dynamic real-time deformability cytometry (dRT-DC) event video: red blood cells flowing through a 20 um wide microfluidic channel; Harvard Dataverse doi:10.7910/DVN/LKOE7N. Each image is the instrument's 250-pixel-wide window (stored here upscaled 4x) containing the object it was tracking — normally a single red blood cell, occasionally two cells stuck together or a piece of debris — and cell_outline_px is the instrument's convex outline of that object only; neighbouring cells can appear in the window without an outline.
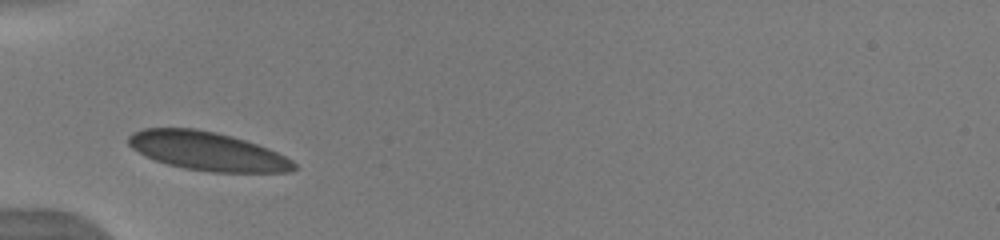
{"species": "human", "species_latin": "Homo sapiens", "temperature_condition": "warm", "stored_images_in_passage": 31, "camera_frame_rate_fps": 3000, "um_per_image_px": 0.085, "donor": {"sex": "male"}, "frame": {"image": 1, "passage_image": 1, "time_ms": 0.0, "image_size_px": [1000, 240], "cell_outline_px": [[296, 168], [288, 172], [212, 172], [184, 168], [168, 164], [156, 160], [132, 148], [128, 144], [128, 136], [132, 132], [144, 128], [196, 128], [216, 132], [232, 136], [268, 148], [292, 160], [296, 164]], "centroid_in_image_um": [17.62, 12.84], "position_along_channel_um": 67.4, "area_um2": 36.99}}
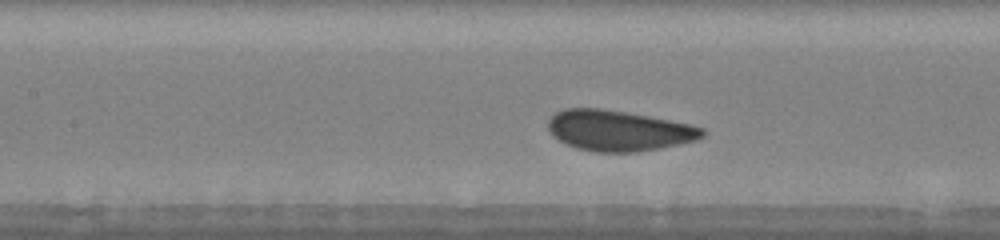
{"frame": {"image": 2, "passage_image": 8, "time_ms": 2.333, "image_size_px": [1000, 240], "cell_outline_px": [[708, 132], [704, 136], [696, 140], [680, 144], [660, 148], [636, 152], [596, 152], [576, 148], [564, 144], [552, 136], [548, 128], [548, 120], [556, 112], [564, 108], [600, 108], [648, 116], [688, 124], [704, 128]], "centroid_in_image_um": [52.56, 11.11], "position_along_channel_um": 154.8, "area_um2": 36.59}}
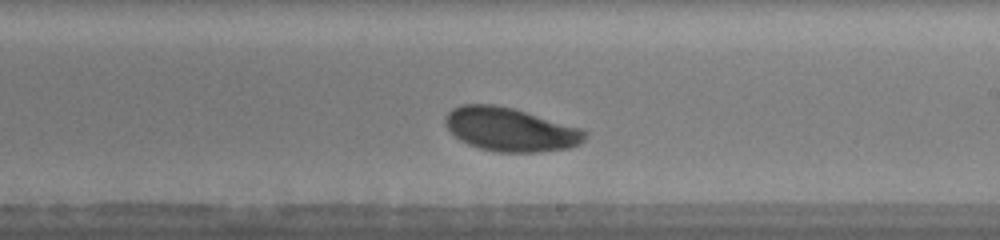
{"frame": {"image": 3, "passage_image": 15, "time_ms": 4.667, "image_size_px": [1000, 240], "cell_outline_px": [[588, 136], [580, 144], [568, 148], [540, 152], [496, 152], [480, 148], [468, 144], [460, 140], [444, 124], [444, 116], [452, 108], [460, 104], [496, 104], [512, 108], [584, 128], [588, 132]], "centroid_in_image_um": [43.4, 11.0], "position_along_channel_um": 245.6, "area_um2": 35.84}, "authors_computed_cell_mechanics": {"area_um2": 34.3332, "velocity_mm_per_s": 3.8963, "shape_relaxation_time_tau1_ms": 3.1867, "shape_relaxation_time_tau2_ms": null, "deformation_change_tau1": 0.0944, "deformation_change_tau2": null}}